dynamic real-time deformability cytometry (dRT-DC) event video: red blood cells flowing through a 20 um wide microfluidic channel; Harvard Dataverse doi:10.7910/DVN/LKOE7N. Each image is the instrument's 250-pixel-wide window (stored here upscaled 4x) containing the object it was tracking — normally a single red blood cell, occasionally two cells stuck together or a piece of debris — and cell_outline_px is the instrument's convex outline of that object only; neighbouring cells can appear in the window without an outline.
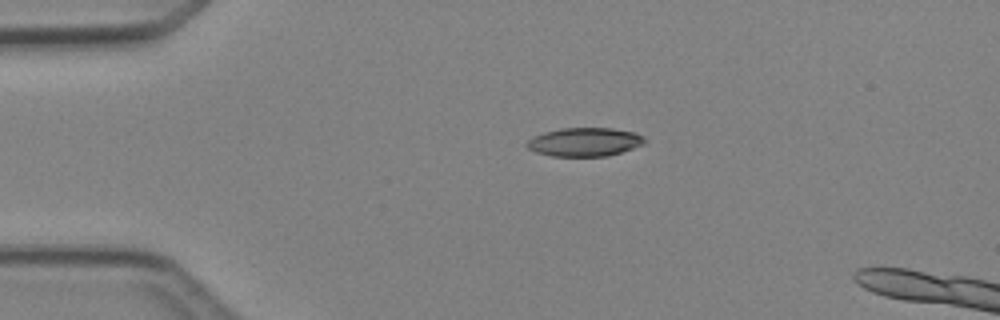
{"species": "Egyptian fruit bat (a non-hibernating species)", "species_latin": "Rousettus aegyptiacus", "temperature_condition": "cold", "stored_images_in_passage": 5, "camera_frame_rate_fps": 3000, "um_per_image_px": 0.085, "animal": {"sex": "female"}, "frame": {"image": 1, "passage_image": 3, "time_ms": 2.333, "image_size_px": [1000, 320], "cell_outline_px": [[648, 140], [644, 144], [608, 156], [552, 156], [536, 152], [528, 148], [524, 144], [532, 136], [544, 132], [564, 128], [612, 128], [636, 132], [644, 136]], "centroid_in_image_um": [49.71, 12.06], "position_along_channel_um": 35.3, "area_um2": 19.77}}